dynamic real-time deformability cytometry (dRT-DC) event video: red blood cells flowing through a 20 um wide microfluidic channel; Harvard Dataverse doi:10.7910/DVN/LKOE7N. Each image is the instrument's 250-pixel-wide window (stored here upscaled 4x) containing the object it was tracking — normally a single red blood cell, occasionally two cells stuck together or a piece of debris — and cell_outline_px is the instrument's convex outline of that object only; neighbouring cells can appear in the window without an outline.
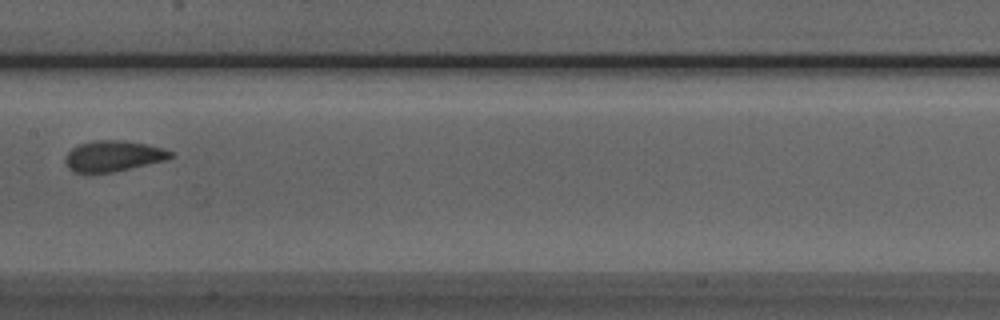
{"species": "Egyptian fruit bat (a non-hibernating species)", "species_latin": "Rousettus aegyptiacus", "temperature_condition": "room temperature", "stored_images_in_passage": 4, "camera_frame_rate_fps": 3000, "um_per_image_px": 0.085, "animal": {"sex": "male"}, "frame": {"image": 1, "passage_image": 4, "time_ms": 3.333, "image_size_px": [1000, 320], "cell_outline_px": [[176, 156], [168, 160], [112, 172], [76, 172], [68, 168], [64, 160], [64, 156], [72, 148], [80, 144], [96, 140], [124, 140], [164, 148], [172, 152]], "centroid_in_image_um": [9.66, 13.26], "position_along_channel_um": 197.7, "area_um2": 18.9}}